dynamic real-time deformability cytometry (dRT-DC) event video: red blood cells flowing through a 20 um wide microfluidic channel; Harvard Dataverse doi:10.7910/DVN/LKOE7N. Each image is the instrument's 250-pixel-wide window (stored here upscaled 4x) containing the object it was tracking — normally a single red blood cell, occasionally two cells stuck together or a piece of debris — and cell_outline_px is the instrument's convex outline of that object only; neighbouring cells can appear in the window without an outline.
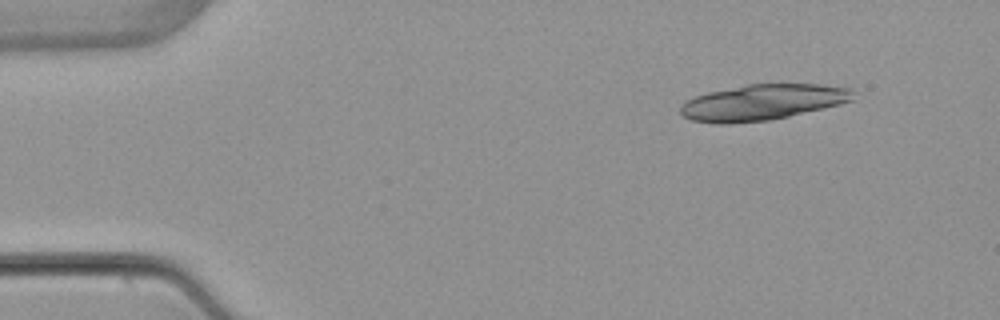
{"species": "common noctule bat (a hibernating species)", "species_latin": "Nyctalus noctula", "temperature_condition": "warm", "stored_images_in_passage": 3, "camera_frame_rate_fps": 3000, "um_per_image_px": 0.085, "animal": {"sex": "female", "body_mass_g": 22.7, "forearm_length_mm": 54.2}, "frame": {"image": 1, "passage_image": 3, "time_ms": 3.333, "image_size_px": [1000, 320], "cell_outline_px": [[852, 100], [840, 104], [788, 116], [768, 120], [732, 124], [716, 124], [692, 120], [684, 116], [680, 112], [680, 104], [696, 96], [708, 92], [748, 84], [820, 84], [852, 88]], "centroid_in_image_um": [64.78, 8.7], "position_along_channel_um": 20.2, "area_um2": 35.84}}